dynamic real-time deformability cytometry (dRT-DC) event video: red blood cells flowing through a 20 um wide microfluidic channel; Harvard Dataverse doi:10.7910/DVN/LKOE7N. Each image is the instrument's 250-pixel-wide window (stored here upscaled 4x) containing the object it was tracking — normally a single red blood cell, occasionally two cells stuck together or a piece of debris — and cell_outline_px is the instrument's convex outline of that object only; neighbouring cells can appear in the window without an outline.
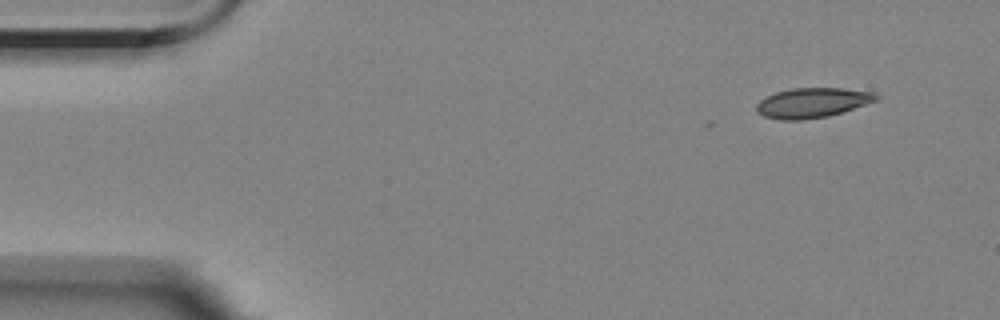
{"species": "Egyptian fruit bat (a non-hibernating species)", "species_latin": "Rousettus aegyptiacus", "temperature_condition": "room temperature", "stored_images_in_passage": 5, "camera_frame_rate_fps": 3000, "um_per_image_px": 0.085, "animal": {"sex": "female"}, "frame": {"image": 1, "passage_image": 2, "time_ms": 1.333, "image_size_px": [1000, 320], "cell_outline_px": [[880, 96], [876, 100], [828, 116], [804, 120], [780, 120], [764, 116], [756, 112], [756, 104], [760, 100], [776, 92], [792, 88], [840, 88], [876, 92]], "centroid_in_image_um": [69.02, 8.73], "position_along_channel_um": 16.0, "area_um2": 20.69}}
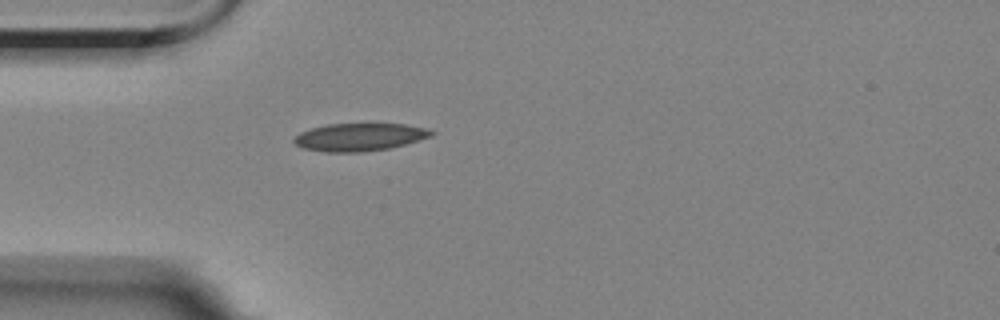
{"frame": {"image": 2, "passage_image": 5, "time_ms": 5.0, "image_size_px": [1000, 320], "cell_outline_px": [[436, 132], [432, 136], [404, 144], [388, 148], [360, 152], [324, 152], [304, 148], [296, 144], [292, 140], [300, 132], [312, 128], [328, 124], [404, 124], [424, 128]], "centroid_in_image_um": [30.54, 11.65], "position_along_channel_um": 54.5, "area_um2": 21.91}}